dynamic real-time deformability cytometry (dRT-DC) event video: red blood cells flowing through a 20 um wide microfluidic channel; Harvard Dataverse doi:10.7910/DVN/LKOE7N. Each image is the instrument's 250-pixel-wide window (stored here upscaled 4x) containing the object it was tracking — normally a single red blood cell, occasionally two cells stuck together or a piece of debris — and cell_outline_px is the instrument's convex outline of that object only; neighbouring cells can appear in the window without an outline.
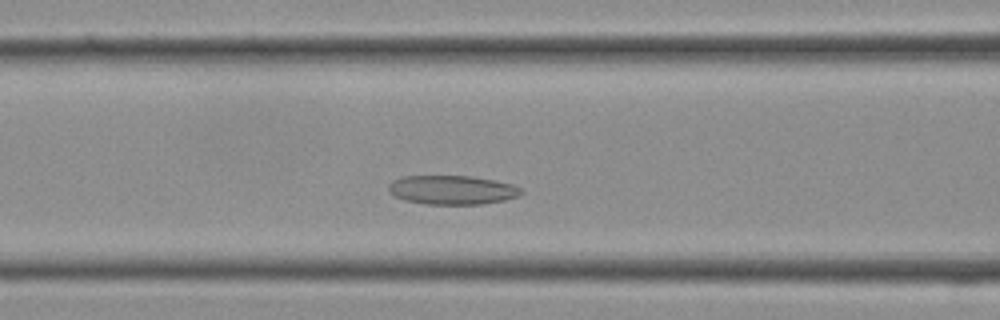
{"species": "Egyptian fruit bat (a non-hibernating species)", "species_latin": "Rousettus aegyptiacus", "temperature_condition": "cold", "stored_images_in_passage": 27, "camera_frame_rate_fps": 3000, "um_per_image_px": 0.085, "frame": {"image": 1, "passage_image": 8, "time_ms": 2.333, "image_size_px": [1000, 320], "cell_outline_px": [[524, 192], [520, 196], [504, 200], [484, 204], [428, 204], [404, 200], [388, 192], [388, 184], [392, 180], [404, 176], [472, 176], [496, 180], [512, 184], [520, 188]], "centroid_in_image_um": [38.45, 16.14], "position_along_channel_um": 128.2, "area_um2": 22.6}}
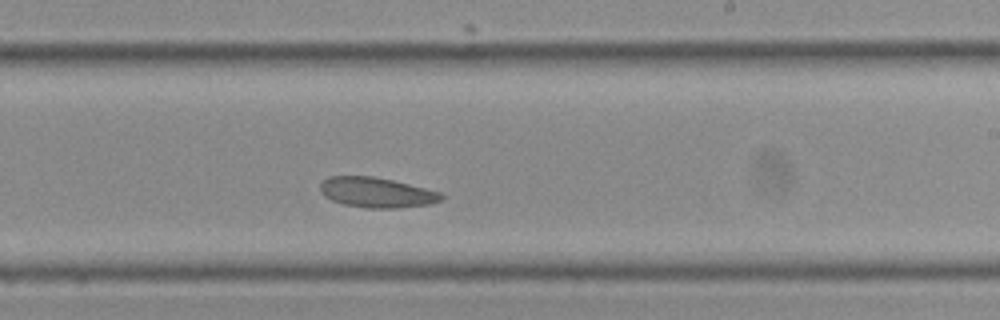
{"frame": {"image": 2, "passage_image": 14, "time_ms": 4.333, "image_size_px": [1000, 320], "cell_outline_px": [[444, 196], [440, 200], [428, 204], [400, 208], [368, 208], [344, 204], [332, 200], [324, 196], [320, 192], [320, 184], [328, 176], [372, 176], [392, 180], [440, 192]], "centroid_in_image_um": [31.97, 16.36], "position_along_channel_um": 257.0, "area_um2": 21.1}}
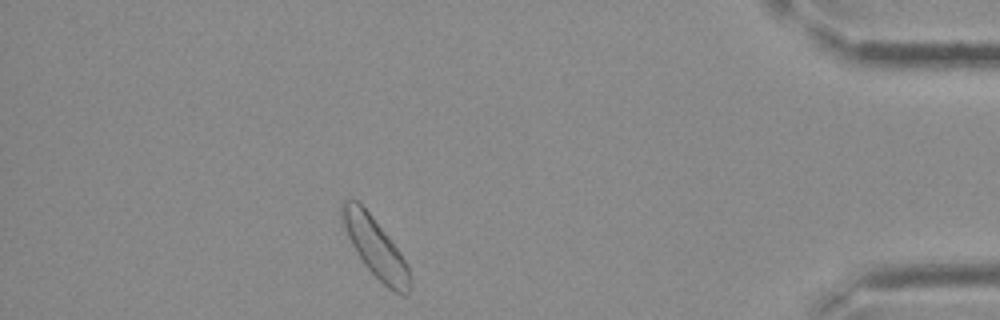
{"frame": {"image": 3, "passage_image": 23, "time_ms": 7.333, "image_size_px": [1000, 320], "cell_outline_px": [[412, 288], [408, 296], [400, 296], [388, 288], [364, 264], [356, 252], [340, 220], [340, 200], [356, 200], [372, 216], [392, 240], [408, 264], [412, 280]], "centroid_in_image_um": [31.94, 21.07], "position_along_channel_um": 403.3, "area_um2": 23.81}}